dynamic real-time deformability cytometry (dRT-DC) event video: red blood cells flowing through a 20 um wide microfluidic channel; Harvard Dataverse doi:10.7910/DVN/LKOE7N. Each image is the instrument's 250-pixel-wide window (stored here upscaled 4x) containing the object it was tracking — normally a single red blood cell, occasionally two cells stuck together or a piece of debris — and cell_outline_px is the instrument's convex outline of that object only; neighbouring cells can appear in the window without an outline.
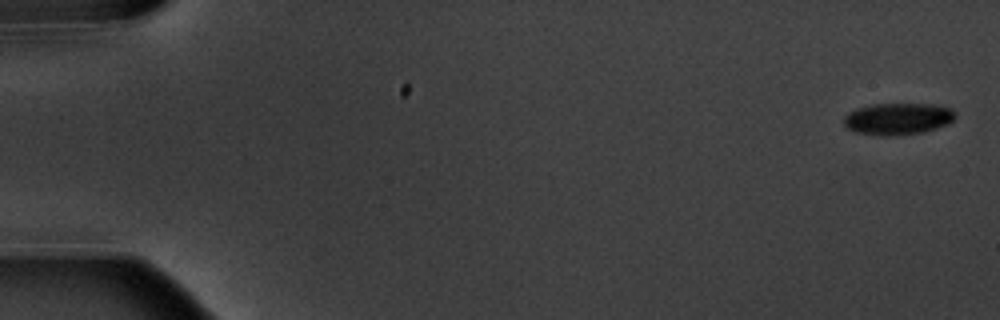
{"species": "common noctule bat (a hibernating species)", "species_latin": "Nyctalus noctula", "temperature_condition": "warm", "stored_images_in_passage": 7, "camera_frame_rate_fps": 3000, "um_per_image_px": 0.085, "animal": {"sex": "male", "body_mass_g": 20.1, "forearm_length_mm": 53.5}, "frame": {"image": 1, "passage_image": 1, "time_ms": 0.0, "image_size_px": [1000, 320], "cell_outline_px": [[956, 116], [948, 124], [924, 132], [888, 136], [880, 136], [856, 132], [848, 128], [844, 124], [844, 116], [848, 112], [856, 108], [872, 104], [932, 104], [952, 108]], "centroid_in_image_um": [76.31, 10.09], "position_along_channel_um": 8.7, "area_um2": 20.69}}